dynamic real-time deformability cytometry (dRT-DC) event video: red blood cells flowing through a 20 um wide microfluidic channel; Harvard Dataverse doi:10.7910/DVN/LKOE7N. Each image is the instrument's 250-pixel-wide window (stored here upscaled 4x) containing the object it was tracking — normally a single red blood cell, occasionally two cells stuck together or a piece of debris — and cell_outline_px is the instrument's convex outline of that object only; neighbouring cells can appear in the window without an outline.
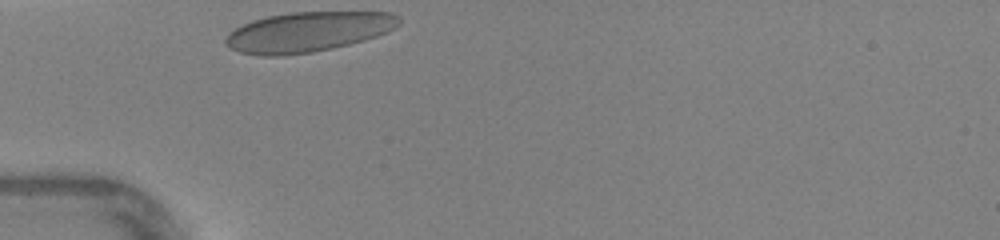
{"species": "human", "species_latin": "Homo sapiens", "temperature_condition": "warm", "stored_images_in_passage": 24, "camera_frame_rate_fps": 3000, "um_per_image_px": 0.085, "donor": {"sex": "female"}, "frame": {"image": 1, "passage_image": 1, "time_ms": 0.0, "image_size_px": [1000, 240], "cell_outline_px": [[400, 24], [388, 32], [364, 40], [332, 48], [312, 52], [284, 56], [260, 56], [240, 52], [232, 48], [224, 40], [228, 32], [252, 20], [268, 16], [288, 12], [388, 12], [400, 16]], "centroid_in_image_um": [26.18, 2.71], "position_along_channel_um": 58.8, "area_um2": 40.4}}
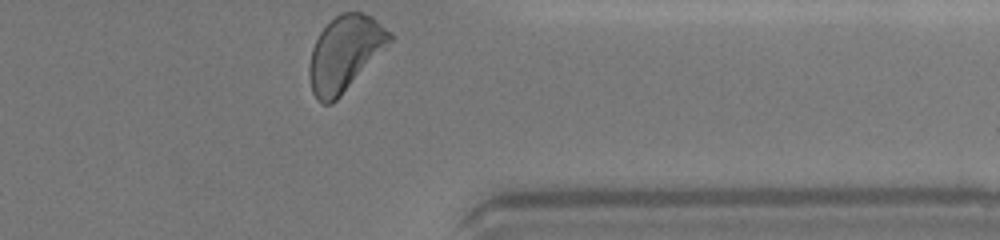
{"frame": {"image": 2, "passage_image": 24, "time_ms": 7.667, "image_size_px": [1000, 240], "cell_outline_px": [[396, 36], [340, 96], [332, 104], [324, 104], [316, 100], [312, 92], [308, 76], [308, 64], [312, 48], [320, 32], [340, 12], [360, 12], [372, 16], [392, 32]], "centroid_in_image_um": [29.3, 4.53], "position_along_channel_um": 382.1, "area_um2": 35.08}, "authors_computed_cell_mechanics": {"area_um2": 36.9631, "velocity_mm_per_s": 4.3506, "shape_relaxation_time_tau1_ms": 4.0668, "shape_relaxation_time_tau2_ms": null, "deformation_change_tau1": 0.1576, "deformation_change_tau2": null}}